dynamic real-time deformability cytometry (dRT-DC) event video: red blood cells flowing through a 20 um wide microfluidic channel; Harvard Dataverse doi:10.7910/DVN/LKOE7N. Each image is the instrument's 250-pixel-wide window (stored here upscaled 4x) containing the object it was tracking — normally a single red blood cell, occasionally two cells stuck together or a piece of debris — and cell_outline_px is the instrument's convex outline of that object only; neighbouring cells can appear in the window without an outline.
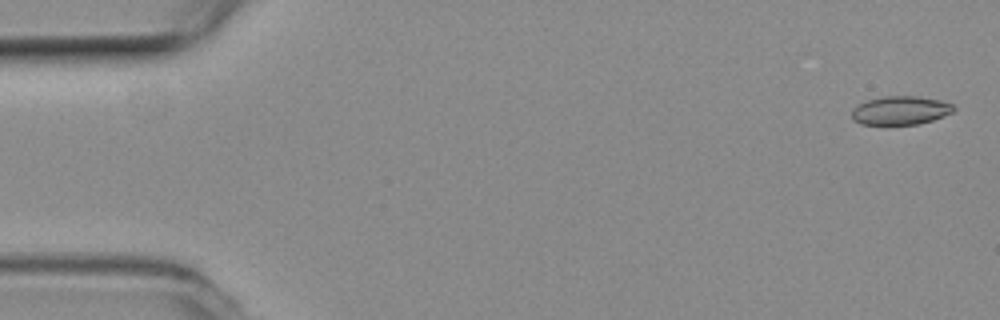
{"species": "common noctule bat (a hibernating species)", "species_latin": "Nyctalus noctula", "temperature_condition": "room temperature", "stored_images_in_passage": 53, "camera_frame_rate_fps": 3000, "um_per_image_px": 0.085, "animal": {"sex": "female", "body_mass_g": 19.3, "forearm_length_mm": 54.1}, "frame": {"image": 1, "passage_image": 2, "time_ms": 0.333, "image_size_px": [1000, 320], "cell_outline_px": [[956, 108], [952, 112], [944, 116], [920, 124], [860, 124], [852, 120], [852, 108], [868, 100], [884, 96], [916, 96], [940, 100], [952, 104]], "centroid_in_image_um": [76.54, 9.39], "position_along_channel_um": 8.5, "area_um2": 16.94}}
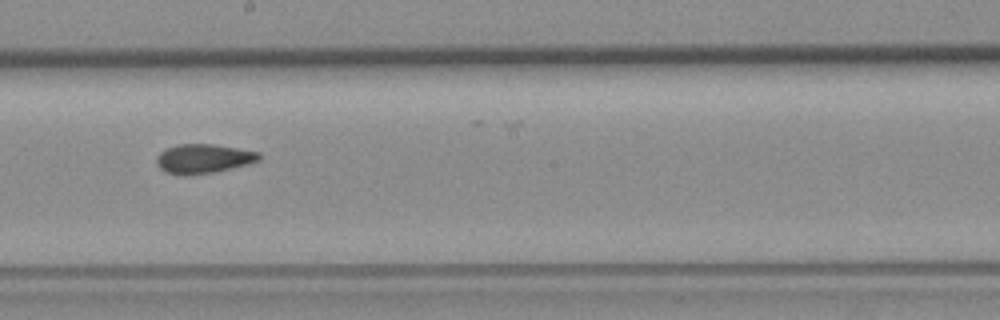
{"frame": {"image": 2, "passage_image": 30, "time_ms": 9.667, "image_size_px": [1000, 320], "cell_outline_px": [[260, 160], [248, 164], [212, 172], [184, 176], [180, 176], [164, 172], [156, 164], [156, 156], [160, 152], [168, 148], [180, 144], [212, 144], [260, 152]], "centroid_in_image_um": [17.25, 13.5], "position_along_channel_um": 231.0, "area_um2": 17.46}}
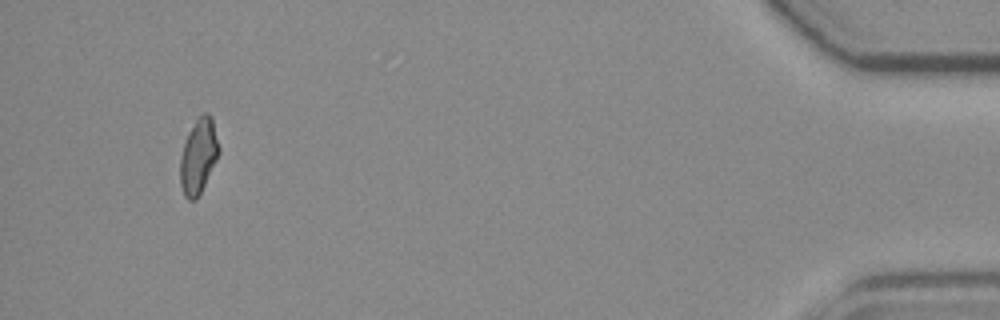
{"frame": {"image": 3, "passage_image": 51, "time_ms": 16.667, "image_size_px": [1000, 320], "cell_outline_px": [[220, 152], [196, 200], [188, 200], [184, 196], [180, 184], [180, 156], [188, 132], [196, 120], [204, 112], [208, 112], [212, 116], [220, 148]], "centroid_in_image_um": [16.87, 13.25], "position_along_channel_um": 418.3, "area_um2": 16.82}, "authors_computed_cell_mechanics": {"area_um2": 17.1666, "velocity_mm_per_s": 3.8203, "shape_relaxation_time_tau1_ms": null, "shape_relaxation_time_tau2_ms": 2.9802, "deformation_change_tau1": null, "deformation_change_tau2": 0.0699}}